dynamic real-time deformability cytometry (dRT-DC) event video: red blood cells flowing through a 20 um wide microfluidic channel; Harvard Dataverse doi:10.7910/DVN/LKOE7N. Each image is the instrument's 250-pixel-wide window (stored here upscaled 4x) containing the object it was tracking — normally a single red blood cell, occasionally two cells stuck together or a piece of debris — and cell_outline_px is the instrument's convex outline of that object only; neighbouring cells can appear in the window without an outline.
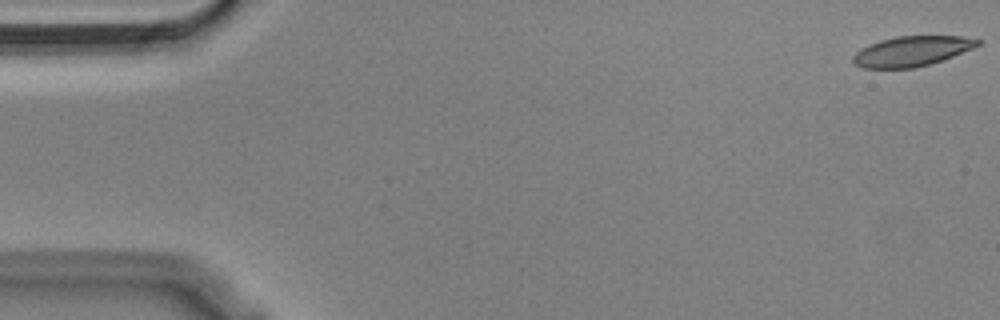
{"species": "Egyptian fruit bat (a non-hibernating species)", "species_latin": "Rousettus aegyptiacus", "temperature_condition": "cold", "stored_images_in_passage": 55, "camera_frame_rate_fps": 3000, "um_per_image_px": 0.085, "animal": {"sex": "male"}, "frame": {"image": 1, "passage_image": 1, "time_ms": 0.0, "image_size_px": [1000, 320], "cell_outline_px": [[980, 44], [972, 48], [952, 56], [928, 64], [912, 68], [864, 68], [856, 64], [852, 60], [852, 56], [860, 48], [880, 40], [896, 36], [960, 36], [980, 40]], "centroid_in_image_um": [77.45, 4.34], "position_along_channel_um": 7.5, "area_um2": 21.5}}
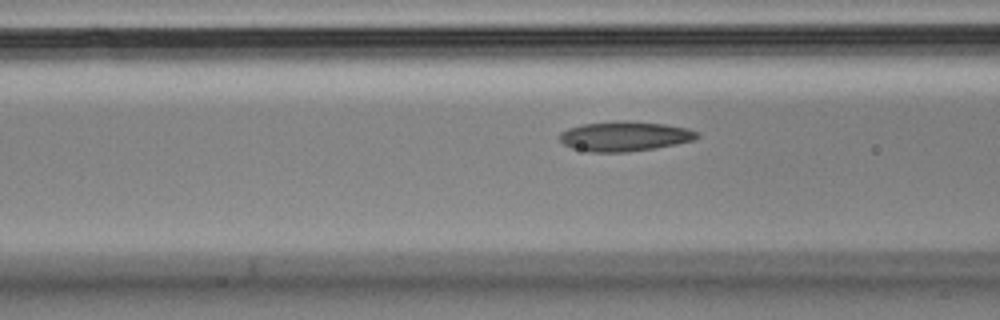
{"frame": {"image": 2, "passage_image": 21, "time_ms": 6.667, "image_size_px": [1000, 320], "cell_outline_px": [[700, 136], [696, 140], [656, 148], [628, 152], [588, 152], [572, 148], [564, 144], [560, 140], [560, 132], [568, 128], [584, 124], [624, 120], [664, 124], [688, 128], [700, 132]], "centroid_in_image_um": [53.14, 11.59], "position_along_channel_um": 113.5, "area_um2": 24.04}}
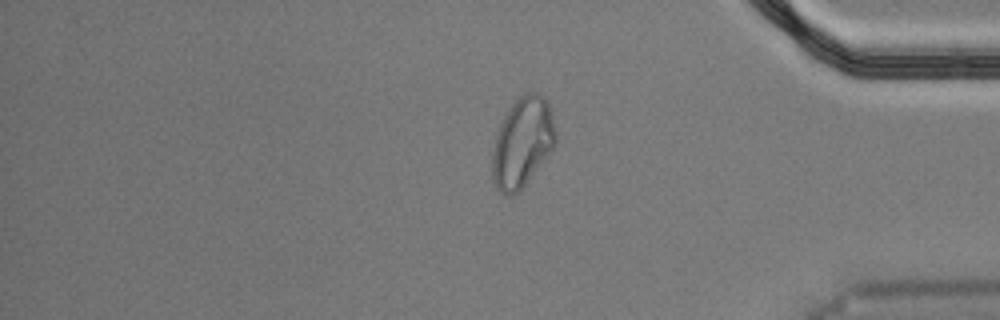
{"frame": {"image": 3, "passage_image": 46, "time_ms": 15.0, "image_size_px": [1000, 320], "cell_outline_px": [[556, 144], [524, 184], [512, 196], [504, 196], [496, 188], [492, 180], [492, 152], [496, 132], [504, 116], [512, 104], [524, 92], [536, 92], [544, 96], [548, 100], [556, 132]], "centroid_in_image_um": [44.38, 12.08], "position_along_channel_um": 390.8, "area_um2": 33.06}, "authors_computed_cell_mechanics": {"area_um2": 23.5246, "velocity_mm_per_s": 3.6092, "shape_relaxation_time_tau1_ms": null, "shape_relaxation_time_tau2_ms": 2.6387, "deformation_change_tau1": null, "deformation_change_tau2": 0.0913}}